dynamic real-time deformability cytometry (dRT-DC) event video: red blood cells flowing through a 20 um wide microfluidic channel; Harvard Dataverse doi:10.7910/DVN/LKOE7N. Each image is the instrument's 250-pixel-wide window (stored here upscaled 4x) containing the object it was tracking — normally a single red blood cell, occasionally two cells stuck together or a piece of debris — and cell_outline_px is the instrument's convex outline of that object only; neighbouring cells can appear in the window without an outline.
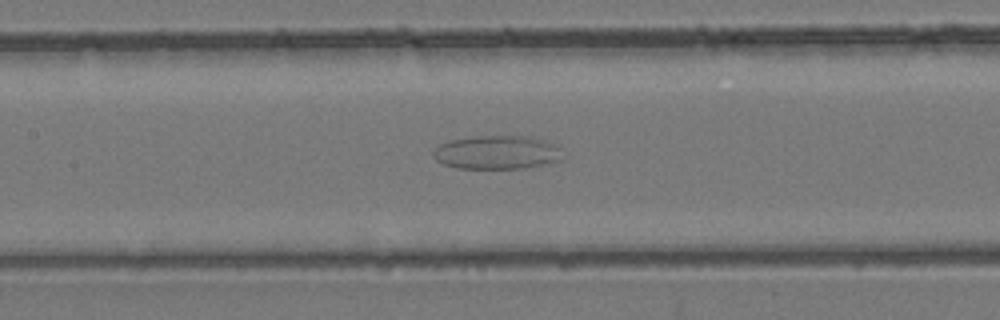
{"species": "common noctule bat (a hibernating species)", "species_latin": "Nyctalus noctula", "temperature_condition": "room temperature", "stored_images_in_passage": 35, "camera_frame_rate_fps": 3000, "um_per_image_px": 0.085, "animal": {"sex": "female", "body_mass_g": 24.6, "forearm_length_mm": 56.2}, "frame": {"image": 1, "passage_image": 11, "time_ms": 3.333, "image_size_px": [1000, 320], "cell_outline_px": [[560, 160], [524, 168], [456, 168], [444, 164], [436, 160], [432, 156], [432, 152], [440, 144], [452, 140], [476, 136], [532, 136], [556, 144], [560, 148]], "centroid_in_image_um": [42.22, 12.94], "position_along_channel_um": 165.2, "area_um2": 25.2}}
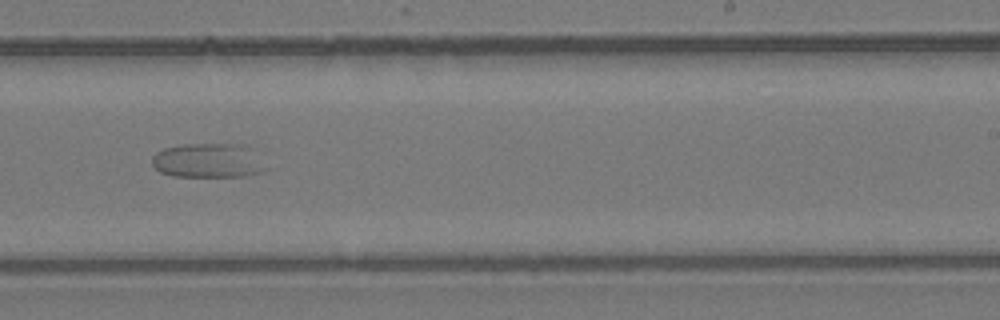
{"frame": {"image": 2, "passage_image": 18, "time_ms": 5.667, "image_size_px": [1000, 320], "cell_outline_px": [[268, 168], [260, 172], [244, 176], [172, 176], [160, 172], [152, 164], [152, 156], [156, 152], [164, 148], [184, 144], [244, 144], [252, 148]], "centroid_in_image_um": [17.7, 13.64], "position_along_channel_um": 271.3, "area_um2": 22.95}}
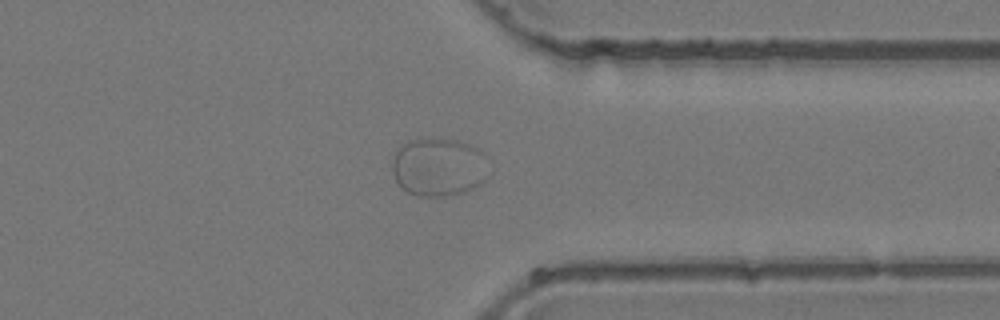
{"frame": {"image": 3, "passage_image": 25, "time_ms": 8.0, "image_size_px": [1000, 320], "cell_outline_px": [[484, 180], [480, 184], [464, 192], [444, 196], [416, 196], [400, 188], [392, 172], [392, 164], [396, 152], [408, 140], [460, 140], [484, 152]], "centroid_in_image_um": [37.23, 14.23], "position_along_channel_um": 374.2, "area_um2": 32.14}}